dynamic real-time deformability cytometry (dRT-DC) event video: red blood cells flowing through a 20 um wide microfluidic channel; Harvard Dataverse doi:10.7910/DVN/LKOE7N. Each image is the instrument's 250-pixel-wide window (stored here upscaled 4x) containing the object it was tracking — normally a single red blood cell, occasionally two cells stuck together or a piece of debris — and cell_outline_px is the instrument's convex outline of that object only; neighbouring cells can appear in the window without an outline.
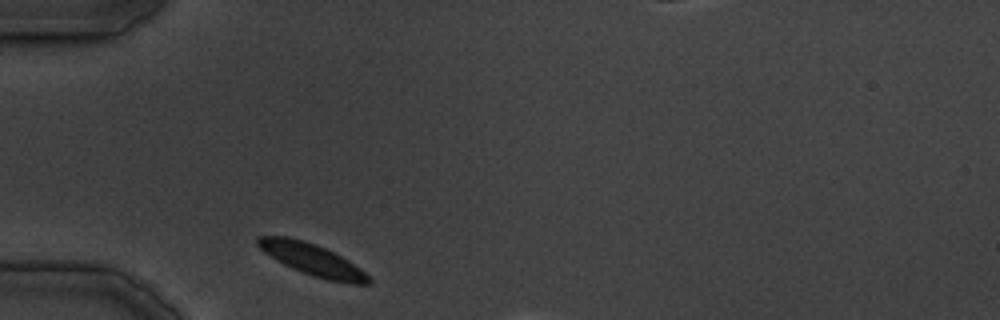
{"species": "common noctule bat (a hibernating species)", "species_latin": "Nyctalus noctula", "temperature_condition": "cold", "stored_images_in_passage": 4, "camera_frame_rate_fps": 3000, "um_per_image_px": 0.085, "animal": {"sex": "male", "body_mass_g": 19.5, "forearm_length_mm": 54.6}, "frame": {"image": 1, "passage_image": 1, "time_ms": 0.0, "image_size_px": [1000, 320], "cell_outline_px": [[372, 284], [348, 284], [328, 280], [312, 276], [292, 268], [276, 260], [264, 252], [256, 244], [256, 236], [288, 236], [304, 240], [316, 244], [348, 260], [360, 268], [372, 280]], "centroid_in_image_um": [26.54, 22.07], "position_along_channel_um": 58.5, "area_um2": 20.52}}